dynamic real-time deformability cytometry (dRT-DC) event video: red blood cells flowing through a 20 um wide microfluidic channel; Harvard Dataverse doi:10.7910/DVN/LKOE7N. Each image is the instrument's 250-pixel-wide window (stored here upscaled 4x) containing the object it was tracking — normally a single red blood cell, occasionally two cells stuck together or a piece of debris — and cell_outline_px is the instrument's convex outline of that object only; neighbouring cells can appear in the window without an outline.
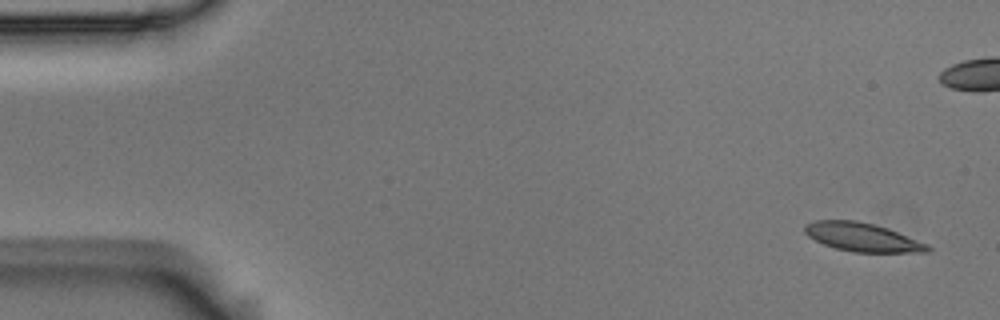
{"species": "Egyptian fruit bat (a non-hibernating species)", "species_latin": "Rousettus aegyptiacus", "temperature_condition": "room temperature", "stored_images_in_passage": 5, "camera_frame_rate_fps": 3000, "um_per_image_px": 0.085, "animal": {"sex": "male"}, "frame": {"image": 1, "passage_image": 1, "time_ms": 0.0, "image_size_px": [1000, 320], "cell_outline_px": [[932, 248], [928, 252], [852, 252], [836, 248], [824, 244], [808, 236], [804, 232], [804, 224], [816, 220], [856, 220], [888, 228], [928, 244]], "centroid_in_image_um": [73.29, 20.16], "position_along_channel_um": 11.7, "area_um2": 20.4}}